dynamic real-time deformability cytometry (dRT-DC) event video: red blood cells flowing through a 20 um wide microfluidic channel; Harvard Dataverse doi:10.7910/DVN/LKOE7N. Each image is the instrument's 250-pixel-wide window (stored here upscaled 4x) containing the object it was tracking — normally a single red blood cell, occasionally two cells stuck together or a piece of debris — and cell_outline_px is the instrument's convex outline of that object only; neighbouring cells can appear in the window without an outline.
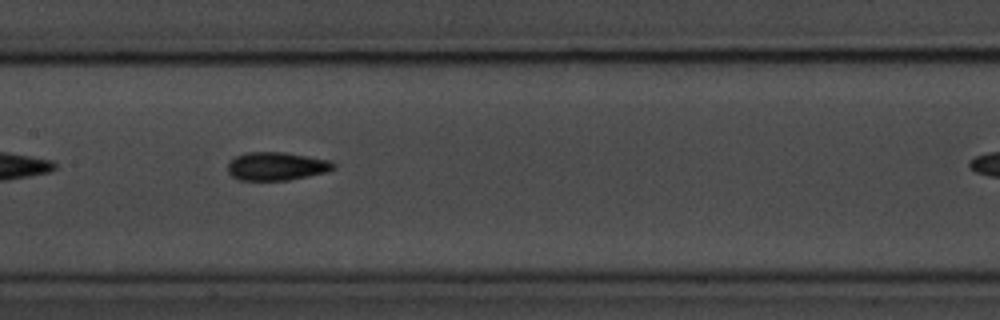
{"species": "common noctule bat (a hibernating species)", "species_latin": "Nyctalus noctula", "temperature_condition": "room temperature", "stored_images_in_passage": 15, "camera_frame_rate_fps": 3000, "um_per_image_px": 0.085, "animal": {"sex": "male", "body_mass_g": 20.1, "forearm_length_mm": 53.5}, "frame": {"image": 1, "passage_image": 9, "time_ms": 10.333, "image_size_px": [1000, 320], "cell_outline_px": [[336, 168], [324, 172], [308, 176], [288, 180], [240, 180], [232, 176], [228, 172], [228, 160], [244, 152], [284, 152], [332, 160], [336, 164]], "centroid_in_image_um": [23.5, 14.12], "position_along_channel_um": 183.9, "area_um2": 17.57}, "authors_computed_cell_mechanics": {"area_um2": 17.34, "velocity_mm_per_s": 3.4906, "shape_relaxation_time_tau1_ms": 2.734, "shape_relaxation_time_tau2_ms": 3.0231, "deformation_change_tau1": 0.1761, "deformation_change_tau2": 0.1009}}